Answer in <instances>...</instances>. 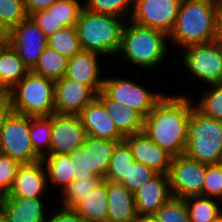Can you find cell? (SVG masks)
<instances>
[{"mask_svg": "<svg viewBox=\"0 0 222 222\" xmlns=\"http://www.w3.org/2000/svg\"><path fill=\"white\" fill-rule=\"evenodd\" d=\"M178 94V95H177ZM167 92L144 117L143 132L172 157L185 153L194 95Z\"/></svg>", "mask_w": 222, "mask_h": 222, "instance_id": "cell-1", "label": "cell"}, {"mask_svg": "<svg viewBox=\"0 0 222 222\" xmlns=\"http://www.w3.org/2000/svg\"><path fill=\"white\" fill-rule=\"evenodd\" d=\"M168 44L169 38L165 32L127 20L122 30L121 44L116 57L121 56L127 65L130 64V67L132 65L143 71L154 70L169 58Z\"/></svg>", "mask_w": 222, "mask_h": 222, "instance_id": "cell-2", "label": "cell"}, {"mask_svg": "<svg viewBox=\"0 0 222 222\" xmlns=\"http://www.w3.org/2000/svg\"><path fill=\"white\" fill-rule=\"evenodd\" d=\"M217 6L216 0H182L174 27L168 35L169 45L174 44L175 48L182 50L193 44L215 41Z\"/></svg>", "mask_w": 222, "mask_h": 222, "instance_id": "cell-3", "label": "cell"}, {"mask_svg": "<svg viewBox=\"0 0 222 222\" xmlns=\"http://www.w3.org/2000/svg\"><path fill=\"white\" fill-rule=\"evenodd\" d=\"M125 22L121 17L83 8L75 26L81 49L113 60L120 48Z\"/></svg>", "mask_w": 222, "mask_h": 222, "instance_id": "cell-4", "label": "cell"}, {"mask_svg": "<svg viewBox=\"0 0 222 222\" xmlns=\"http://www.w3.org/2000/svg\"><path fill=\"white\" fill-rule=\"evenodd\" d=\"M185 154L206 165L222 162V121L193 108L188 121Z\"/></svg>", "mask_w": 222, "mask_h": 222, "instance_id": "cell-5", "label": "cell"}, {"mask_svg": "<svg viewBox=\"0 0 222 222\" xmlns=\"http://www.w3.org/2000/svg\"><path fill=\"white\" fill-rule=\"evenodd\" d=\"M55 81L29 71L7 93L14 112L31 116H51L54 113Z\"/></svg>", "mask_w": 222, "mask_h": 222, "instance_id": "cell-6", "label": "cell"}, {"mask_svg": "<svg viewBox=\"0 0 222 222\" xmlns=\"http://www.w3.org/2000/svg\"><path fill=\"white\" fill-rule=\"evenodd\" d=\"M157 90L158 88L153 91L149 85L146 88L145 84L130 79L128 75H104L102 86V92L110 100L137 110L143 117L147 116L166 94L162 90Z\"/></svg>", "mask_w": 222, "mask_h": 222, "instance_id": "cell-7", "label": "cell"}, {"mask_svg": "<svg viewBox=\"0 0 222 222\" xmlns=\"http://www.w3.org/2000/svg\"><path fill=\"white\" fill-rule=\"evenodd\" d=\"M180 52L182 67L193 81L197 79L199 85L222 83V47L218 41L193 44Z\"/></svg>", "mask_w": 222, "mask_h": 222, "instance_id": "cell-8", "label": "cell"}, {"mask_svg": "<svg viewBox=\"0 0 222 222\" xmlns=\"http://www.w3.org/2000/svg\"><path fill=\"white\" fill-rule=\"evenodd\" d=\"M121 142L88 135L81 148L70 154L77 167L74 180L97 176L105 180L111 157Z\"/></svg>", "mask_w": 222, "mask_h": 222, "instance_id": "cell-9", "label": "cell"}, {"mask_svg": "<svg viewBox=\"0 0 222 222\" xmlns=\"http://www.w3.org/2000/svg\"><path fill=\"white\" fill-rule=\"evenodd\" d=\"M0 153L22 164L41 160L30 138V116L12 111L7 117L0 133Z\"/></svg>", "mask_w": 222, "mask_h": 222, "instance_id": "cell-10", "label": "cell"}, {"mask_svg": "<svg viewBox=\"0 0 222 222\" xmlns=\"http://www.w3.org/2000/svg\"><path fill=\"white\" fill-rule=\"evenodd\" d=\"M206 167V164L190 158L185 153L172 157L168 172L172 196L185 199L202 195Z\"/></svg>", "mask_w": 222, "mask_h": 222, "instance_id": "cell-11", "label": "cell"}, {"mask_svg": "<svg viewBox=\"0 0 222 222\" xmlns=\"http://www.w3.org/2000/svg\"><path fill=\"white\" fill-rule=\"evenodd\" d=\"M7 43L16 50L24 65L31 71L48 46V36L28 16L18 25L10 28Z\"/></svg>", "mask_w": 222, "mask_h": 222, "instance_id": "cell-12", "label": "cell"}, {"mask_svg": "<svg viewBox=\"0 0 222 222\" xmlns=\"http://www.w3.org/2000/svg\"><path fill=\"white\" fill-rule=\"evenodd\" d=\"M182 0H134L130 21L170 34Z\"/></svg>", "mask_w": 222, "mask_h": 222, "instance_id": "cell-13", "label": "cell"}, {"mask_svg": "<svg viewBox=\"0 0 222 222\" xmlns=\"http://www.w3.org/2000/svg\"><path fill=\"white\" fill-rule=\"evenodd\" d=\"M51 129L50 155H70L81 148L88 136L79 115L53 113Z\"/></svg>", "mask_w": 222, "mask_h": 222, "instance_id": "cell-14", "label": "cell"}, {"mask_svg": "<svg viewBox=\"0 0 222 222\" xmlns=\"http://www.w3.org/2000/svg\"><path fill=\"white\" fill-rule=\"evenodd\" d=\"M97 94L92 87L64 76L55 81L54 113L79 115Z\"/></svg>", "mask_w": 222, "mask_h": 222, "instance_id": "cell-15", "label": "cell"}, {"mask_svg": "<svg viewBox=\"0 0 222 222\" xmlns=\"http://www.w3.org/2000/svg\"><path fill=\"white\" fill-rule=\"evenodd\" d=\"M47 191V192H46ZM50 192L45 166L42 160L24 163L18 170L7 197L49 198Z\"/></svg>", "mask_w": 222, "mask_h": 222, "instance_id": "cell-16", "label": "cell"}, {"mask_svg": "<svg viewBox=\"0 0 222 222\" xmlns=\"http://www.w3.org/2000/svg\"><path fill=\"white\" fill-rule=\"evenodd\" d=\"M103 60L104 57L100 54L81 50L68 59L65 77L92 87L99 93L102 91L104 82L103 73L105 72L102 67L104 64L101 62Z\"/></svg>", "mask_w": 222, "mask_h": 222, "instance_id": "cell-17", "label": "cell"}, {"mask_svg": "<svg viewBox=\"0 0 222 222\" xmlns=\"http://www.w3.org/2000/svg\"><path fill=\"white\" fill-rule=\"evenodd\" d=\"M124 141L131 148L134 160L157 173L168 175L172 156L156 145L143 131L126 136Z\"/></svg>", "mask_w": 222, "mask_h": 222, "instance_id": "cell-18", "label": "cell"}, {"mask_svg": "<svg viewBox=\"0 0 222 222\" xmlns=\"http://www.w3.org/2000/svg\"><path fill=\"white\" fill-rule=\"evenodd\" d=\"M171 197L168 175L158 173L134 193L136 214L154 215Z\"/></svg>", "mask_w": 222, "mask_h": 222, "instance_id": "cell-19", "label": "cell"}, {"mask_svg": "<svg viewBox=\"0 0 222 222\" xmlns=\"http://www.w3.org/2000/svg\"><path fill=\"white\" fill-rule=\"evenodd\" d=\"M79 117L87 135L104 140L124 141L125 137L117 130L103 103L97 97L82 109Z\"/></svg>", "mask_w": 222, "mask_h": 222, "instance_id": "cell-20", "label": "cell"}, {"mask_svg": "<svg viewBox=\"0 0 222 222\" xmlns=\"http://www.w3.org/2000/svg\"><path fill=\"white\" fill-rule=\"evenodd\" d=\"M47 198H22L5 196L1 209L9 222H45L50 210ZM47 208V209H46Z\"/></svg>", "mask_w": 222, "mask_h": 222, "instance_id": "cell-21", "label": "cell"}, {"mask_svg": "<svg viewBox=\"0 0 222 222\" xmlns=\"http://www.w3.org/2000/svg\"><path fill=\"white\" fill-rule=\"evenodd\" d=\"M107 222H132L136 216L134 194L121 183L107 181Z\"/></svg>", "mask_w": 222, "mask_h": 222, "instance_id": "cell-22", "label": "cell"}, {"mask_svg": "<svg viewBox=\"0 0 222 222\" xmlns=\"http://www.w3.org/2000/svg\"><path fill=\"white\" fill-rule=\"evenodd\" d=\"M97 98L124 137L143 131L144 117L137 110L110 100L102 91L97 94Z\"/></svg>", "mask_w": 222, "mask_h": 222, "instance_id": "cell-23", "label": "cell"}, {"mask_svg": "<svg viewBox=\"0 0 222 222\" xmlns=\"http://www.w3.org/2000/svg\"><path fill=\"white\" fill-rule=\"evenodd\" d=\"M41 160L46 169L49 189L55 187L52 193H56L57 190L60 192L74 181L77 167L70 155H47Z\"/></svg>", "mask_w": 222, "mask_h": 222, "instance_id": "cell-24", "label": "cell"}, {"mask_svg": "<svg viewBox=\"0 0 222 222\" xmlns=\"http://www.w3.org/2000/svg\"><path fill=\"white\" fill-rule=\"evenodd\" d=\"M28 72L16 50L7 43L0 51V93H7Z\"/></svg>", "mask_w": 222, "mask_h": 222, "instance_id": "cell-25", "label": "cell"}, {"mask_svg": "<svg viewBox=\"0 0 222 222\" xmlns=\"http://www.w3.org/2000/svg\"><path fill=\"white\" fill-rule=\"evenodd\" d=\"M107 181L103 180L95 189L86 194L74 209L84 220H100L107 222Z\"/></svg>", "mask_w": 222, "mask_h": 222, "instance_id": "cell-26", "label": "cell"}, {"mask_svg": "<svg viewBox=\"0 0 222 222\" xmlns=\"http://www.w3.org/2000/svg\"><path fill=\"white\" fill-rule=\"evenodd\" d=\"M184 201L188 208L190 222H214L222 210L220 200L207 196H190Z\"/></svg>", "mask_w": 222, "mask_h": 222, "instance_id": "cell-27", "label": "cell"}, {"mask_svg": "<svg viewBox=\"0 0 222 222\" xmlns=\"http://www.w3.org/2000/svg\"><path fill=\"white\" fill-rule=\"evenodd\" d=\"M68 59L47 46L31 72L56 81L65 76Z\"/></svg>", "mask_w": 222, "mask_h": 222, "instance_id": "cell-28", "label": "cell"}, {"mask_svg": "<svg viewBox=\"0 0 222 222\" xmlns=\"http://www.w3.org/2000/svg\"><path fill=\"white\" fill-rule=\"evenodd\" d=\"M102 181L103 179L98 176L74 180L63 190L57 192L58 197L53 196L59 201L57 199L54 200L62 207L74 208L78 202L85 198L86 194L91 192L92 189H95Z\"/></svg>", "mask_w": 222, "mask_h": 222, "instance_id": "cell-29", "label": "cell"}, {"mask_svg": "<svg viewBox=\"0 0 222 222\" xmlns=\"http://www.w3.org/2000/svg\"><path fill=\"white\" fill-rule=\"evenodd\" d=\"M201 87H207V90H201L200 97H194L193 103L195 108L209 118L222 121V83L209 84ZM196 99L197 101H195Z\"/></svg>", "mask_w": 222, "mask_h": 222, "instance_id": "cell-30", "label": "cell"}, {"mask_svg": "<svg viewBox=\"0 0 222 222\" xmlns=\"http://www.w3.org/2000/svg\"><path fill=\"white\" fill-rule=\"evenodd\" d=\"M51 116H30V138L35 153L42 159L50 155Z\"/></svg>", "mask_w": 222, "mask_h": 222, "instance_id": "cell-31", "label": "cell"}, {"mask_svg": "<svg viewBox=\"0 0 222 222\" xmlns=\"http://www.w3.org/2000/svg\"><path fill=\"white\" fill-rule=\"evenodd\" d=\"M134 162L131 148L125 141H122L111 157L105 180L121 183Z\"/></svg>", "mask_w": 222, "mask_h": 222, "instance_id": "cell-32", "label": "cell"}, {"mask_svg": "<svg viewBox=\"0 0 222 222\" xmlns=\"http://www.w3.org/2000/svg\"><path fill=\"white\" fill-rule=\"evenodd\" d=\"M84 8L92 12L109 14L130 20L134 0H83Z\"/></svg>", "mask_w": 222, "mask_h": 222, "instance_id": "cell-33", "label": "cell"}, {"mask_svg": "<svg viewBox=\"0 0 222 222\" xmlns=\"http://www.w3.org/2000/svg\"><path fill=\"white\" fill-rule=\"evenodd\" d=\"M48 46L67 58L73 57L82 50L75 27H64L50 35Z\"/></svg>", "mask_w": 222, "mask_h": 222, "instance_id": "cell-34", "label": "cell"}, {"mask_svg": "<svg viewBox=\"0 0 222 222\" xmlns=\"http://www.w3.org/2000/svg\"><path fill=\"white\" fill-rule=\"evenodd\" d=\"M83 8L82 0H58L47 11L64 27H75Z\"/></svg>", "mask_w": 222, "mask_h": 222, "instance_id": "cell-35", "label": "cell"}, {"mask_svg": "<svg viewBox=\"0 0 222 222\" xmlns=\"http://www.w3.org/2000/svg\"><path fill=\"white\" fill-rule=\"evenodd\" d=\"M154 217L157 222H190L184 199L173 196L157 210Z\"/></svg>", "mask_w": 222, "mask_h": 222, "instance_id": "cell-36", "label": "cell"}, {"mask_svg": "<svg viewBox=\"0 0 222 222\" xmlns=\"http://www.w3.org/2000/svg\"><path fill=\"white\" fill-rule=\"evenodd\" d=\"M158 173L140 162H134L129 168L126 178L121 182L133 194L147 181L154 178Z\"/></svg>", "mask_w": 222, "mask_h": 222, "instance_id": "cell-37", "label": "cell"}, {"mask_svg": "<svg viewBox=\"0 0 222 222\" xmlns=\"http://www.w3.org/2000/svg\"><path fill=\"white\" fill-rule=\"evenodd\" d=\"M0 16L12 28L28 17L24 0H0Z\"/></svg>", "mask_w": 222, "mask_h": 222, "instance_id": "cell-38", "label": "cell"}, {"mask_svg": "<svg viewBox=\"0 0 222 222\" xmlns=\"http://www.w3.org/2000/svg\"><path fill=\"white\" fill-rule=\"evenodd\" d=\"M202 196L215 198L222 202V163L207 165Z\"/></svg>", "mask_w": 222, "mask_h": 222, "instance_id": "cell-39", "label": "cell"}, {"mask_svg": "<svg viewBox=\"0 0 222 222\" xmlns=\"http://www.w3.org/2000/svg\"><path fill=\"white\" fill-rule=\"evenodd\" d=\"M22 163L0 153V189L6 194L11 189Z\"/></svg>", "mask_w": 222, "mask_h": 222, "instance_id": "cell-40", "label": "cell"}, {"mask_svg": "<svg viewBox=\"0 0 222 222\" xmlns=\"http://www.w3.org/2000/svg\"><path fill=\"white\" fill-rule=\"evenodd\" d=\"M49 208L50 210L45 222H84V219L72 207H62L55 202Z\"/></svg>", "mask_w": 222, "mask_h": 222, "instance_id": "cell-41", "label": "cell"}, {"mask_svg": "<svg viewBox=\"0 0 222 222\" xmlns=\"http://www.w3.org/2000/svg\"><path fill=\"white\" fill-rule=\"evenodd\" d=\"M30 17L48 37L64 28L52 15V12H48L47 10L36 11Z\"/></svg>", "mask_w": 222, "mask_h": 222, "instance_id": "cell-42", "label": "cell"}, {"mask_svg": "<svg viewBox=\"0 0 222 222\" xmlns=\"http://www.w3.org/2000/svg\"><path fill=\"white\" fill-rule=\"evenodd\" d=\"M12 102L8 93H0V133L7 117L12 113Z\"/></svg>", "mask_w": 222, "mask_h": 222, "instance_id": "cell-43", "label": "cell"}, {"mask_svg": "<svg viewBox=\"0 0 222 222\" xmlns=\"http://www.w3.org/2000/svg\"><path fill=\"white\" fill-rule=\"evenodd\" d=\"M25 1V9L30 16L32 13L36 11L47 10L52 4L57 2L58 0H24Z\"/></svg>", "mask_w": 222, "mask_h": 222, "instance_id": "cell-44", "label": "cell"}, {"mask_svg": "<svg viewBox=\"0 0 222 222\" xmlns=\"http://www.w3.org/2000/svg\"><path fill=\"white\" fill-rule=\"evenodd\" d=\"M216 41L222 43V3H218L216 13Z\"/></svg>", "mask_w": 222, "mask_h": 222, "instance_id": "cell-45", "label": "cell"}, {"mask_svg": "<svg viewBox=\"0 0 222 222\" xmlns=\"http://www.w3.org/2000/svg\"><path fill=\"white\" fill-rule=\"evenodd\" d=\"M132 222H157L154 215H139L136 214Z\"/></svg>", "mask_w": 222, "mask_h": 222, "instance_id": "cell-46", "label": "cell"}, {"mask_svg": "<svg viewBox=\"0 0 222 222\" xmlns=\"http://www.w3.org/2000/svg\"><path fill=\"white\" fill-rule=\"evenodd\" d=\"M10 28L4 23L0 16V37H4L8 40Z\"/></svg>", "mask_w": 222, "mask_h": 222, "instance_id": "cell-47", "label": "cell"}, {"mask_svg": "<svg viewBox=\"0 0 222 222\" xmlns=\"http://www.w3.org/2000/svg\"><path fill=\"white\" fill-rule=\"evenodd\" d=\"M5 196H6V193L2 189H0V209H1L2 205H3Z\"/></svg>", "mask_w": 222, "mask_h": 222, "instance_id": "cell-48", "label": "cell"}, {"mask_svg": "<svg viewBox=\"0 0 222 222\" xmlns=\"http://www.w3.org/2000/svg\"><path fill=\"white\" fill-rule=\"evenodd\" d=\"M0 222H9L2 209H0Z\"/></svg>", "mask_w": 222, "mask_h": 222, "instance_id": "cell-49", "label": "cell"}, {"mask_svg": "<svg viewBox=\"0 0 222 222\" xmlns=\"http://www.w3.org/2000/svg\"><path fill=\"white\" fill-rule=\"evenodd\" d=\"M6 44H7V39L4 37H0V51L4 48Z\"/></svg>", "mask_w": 222, "mask_h": 222, "instance_id": "cell-50", "label": "cell"}, {"mask_svg": "<svg viewBox=\"0 0 222 222\" xmlns=\"http://www.w3.org/2000/svg\"><path fill=\"white\" fill-rule=\"evenodd\" d=\"M214 222H222V210L221 212L217 215L216 219Z\"/></svg>", "mask_w": 222, "mask_h": 222, "instance_id": "cell-51", "label": "cell"}, {"mask_svg": "<svg viewBox=\"0 0 222 222\" xmlns=\"http://www.w3.org/2000/svg\"><path fill=\"white\" fill-rule=\"evenodd\" d=\"M84 222H105V221H100V220H84Z\"/></svg>", "mask_w": 222, "mask_h": 222, "instance_id": "cell-52", "label": "cell"}, {"mask_svg": "<svg viewBox=\"0 0 222 222\" xmlns=\"http://www.w3.org/2000/svg\"><path fill=\"white\" fill-rule=\"evenodd\" d=\"M217 3H222V0H216Z\"/></svg>", "mask_w": 222, "mask_h": 222, "instance_id": "cell-53", "label": "cell"}]
</instances>
